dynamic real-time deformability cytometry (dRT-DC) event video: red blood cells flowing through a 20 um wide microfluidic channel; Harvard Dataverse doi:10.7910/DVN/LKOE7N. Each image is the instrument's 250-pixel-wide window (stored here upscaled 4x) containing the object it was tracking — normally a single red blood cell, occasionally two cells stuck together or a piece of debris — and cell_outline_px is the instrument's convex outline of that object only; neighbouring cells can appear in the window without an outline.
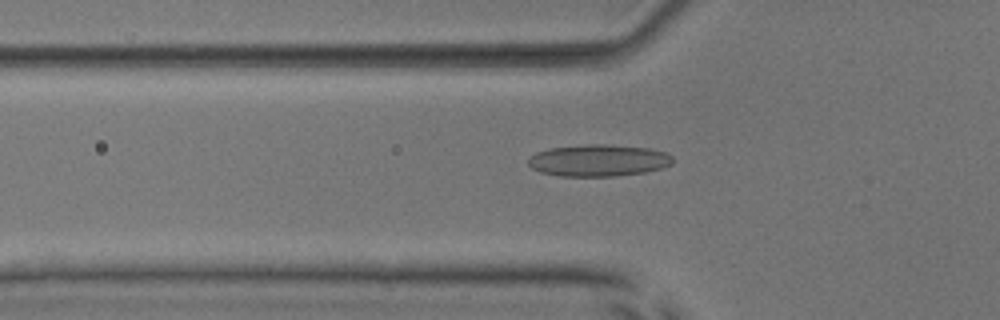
{"species": "common noctule bat (a hibernating species)", "species_latin": "Nyctalus noctula", "temperature_condition": "room temperature", "stored_images_in_passage": 47, "camera_frame_rate_fps": 3000, "um_per_image_px": 0.085, "animal": {"sex": "male", "body_mass_g": 17.9, "forearm_length_mm": 54.2}, "frame": {"image": 1, "passage_image": 13, "time_ms": 4.0, "image_size_px": [1000, 320], "cell_outline_px": [[672, 164], [664, 168], [644, 172], [616, 176], [560, 176], [540, 172], [532, 168], [528, 164], [528, 156], [536, 152], [548, 148], [588, 144], [608, 144], [648, 148], [664, 152], [672, 156]], "centroid_in_image_um": [50.84, 13.63], "position_along_channel_um": 75.0, "area_um2": 26.99}}
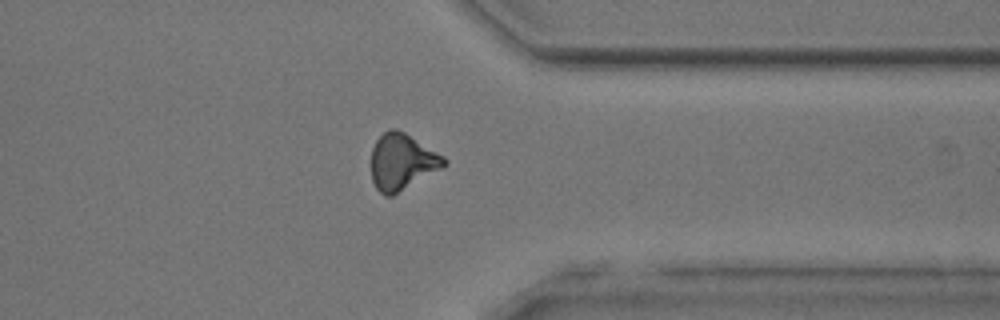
{"frame": {"image": 2, "passage_image": 36, "time_ms": 11.667, "image_size_px": [1000, 320], "cell_outline_px": [[448, 164], [392, 196], [384, 196], [376, 188], [372, 180], [372, 148], [376, 140], [388, 128], [396, 128], [404, 132], [444, 156], [448, 160]], "centroid_in_image_um": [34.16, 13.75], "position_along_channel_um": 377.2, "area_um2": 23.7}}
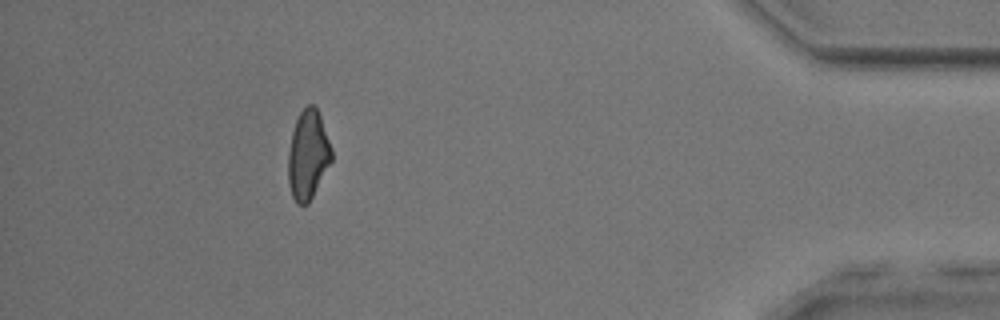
{"frame": {"image": 3, "passage_image": 42, "time_ms": 13.667, "image_size_px": [1000, 320], "cell_outline_px": [[332, 160], [308, 204], [296, 204], [292, 196], [288, 184], [288, 152], [292, 132], [296, 120], [300, 112], [308, 104], [312, 104], [316, 108], [320, 116], [332, 148]], "centroid_in_image_um": [26.17, 13.18], "position_along_channel_um": 409.0, "area_um2": 22.43}, "authors_computed_cell_mechanics": {"area_um2": 23.5824, "velocity_mm_per_s": 3.9969, "shape_relaxation_time_tau1_ms": 8.576, "shape_relaxation_time_tau2_ms": 3.2891, "deformation_change_tau1": 0.2219, "deformation_change_tau2": 0.1267}}